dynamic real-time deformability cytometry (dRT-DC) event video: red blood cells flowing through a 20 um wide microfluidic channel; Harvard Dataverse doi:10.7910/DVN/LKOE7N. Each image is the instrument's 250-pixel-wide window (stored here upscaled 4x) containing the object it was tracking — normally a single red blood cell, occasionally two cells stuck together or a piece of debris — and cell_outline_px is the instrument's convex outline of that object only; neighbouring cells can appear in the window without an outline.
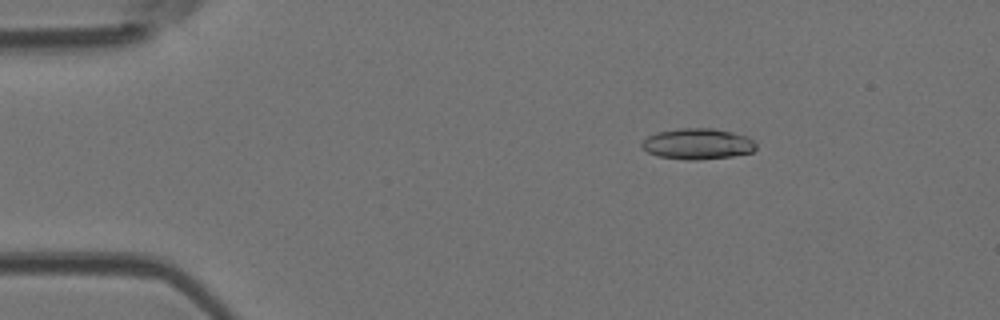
{"species": "Egyptian fruit bat (a non-hibernating species)", "species_latin": "Rousettus aegyptiacus", "temperature_condition": "room temperature", "stored_images_in_passage": 4, "camera_frame_rate_fps": 3000, "um_per_image_px": 0.085, "animal": {"sex": "female"}, "frame": {"image": 1, "passage_image": 3, "time_ms": 0.667, "image_size_px": [1000, 320], "cell_outline_px": [[756, 148], [752, 152], [732, 156], [696, 160], [688, 160], [656, 156], [648, 152], [640, 144], [648, 136], [656, 132], [680, 128], [716, 128], [748, 136], [756, 144]], "centroid_in_image_um": [59.3, 12.22], "position_along_channel_um": 25.7, "area_um2": 20.63}}